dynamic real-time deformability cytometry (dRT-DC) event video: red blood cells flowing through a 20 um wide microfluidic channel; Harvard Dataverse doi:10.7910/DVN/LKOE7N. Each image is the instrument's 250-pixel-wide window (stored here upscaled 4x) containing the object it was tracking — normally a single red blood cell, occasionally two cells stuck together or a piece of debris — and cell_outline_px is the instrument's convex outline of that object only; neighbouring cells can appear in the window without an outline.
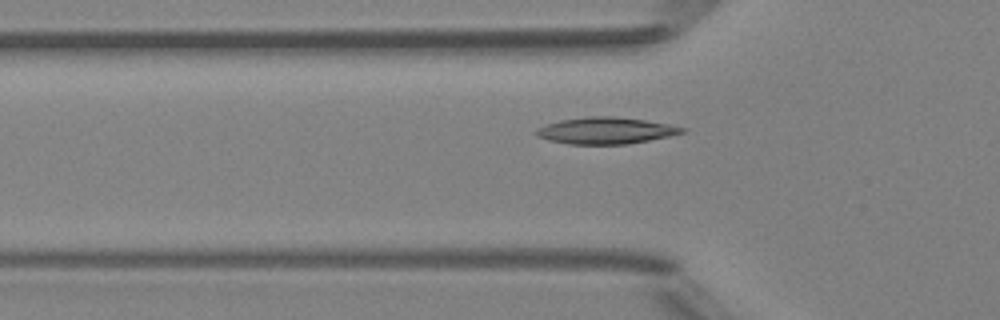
{"species": "Egyptian fruit bat (a non-hibernating species)", "species_latin": "Rousettus aegyptiacus", "temperature_condition": "room temperature", "stored_images_in_passage": 47, "camera_frame_rate_fps": 3000, "um_per_image_px": 0.085, "animal": {"sex": "female"}, "frame": {"image": 1, "passage_image": 16, "time_ms": 5.0, "image_size_px": [1000, 320], "cell_outline_px": [[688, 128], [684, 132], [668, 136], [628, 144], [568, 144], [548, 140], [536, 136], [536, 128], [560, 120], [588, 116], [612, 116], [644, 120], [668, 124]], "centroid_in_image_um": [51.47, 11.1], "position_along_channel_um": 74.3, "area_um2": 22.48}}
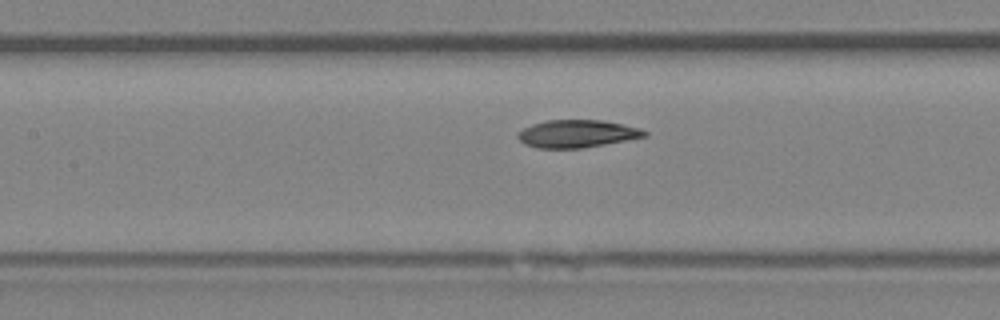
{"frame": {"image": 2, "passage_image": 22, "time_ms": 7.0, "image_size_px": [1000, 320], "cell_outline_px": [[648, 136], [604, 144], [580, 148], [536, 148], [524, 144], [516, 136], [524, 128], [532, 124], [548, 120], [604, 120], [640, 128], [648, 132]], "centroid_in_image_um": [49.05, 11.36], "position_along_channel_um": 158.3, "area_um2": 20.29}}
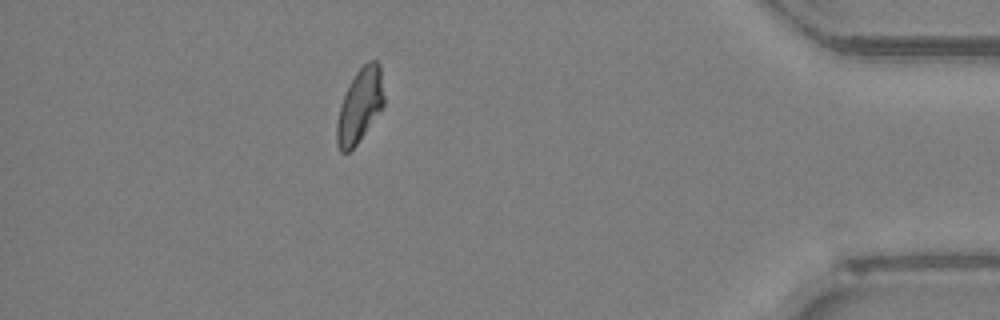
{"frame": {"image": 3, "passage_image": 43, "time_ms": 14.0, "image_size_px": [1000, 320], "cell_outline_px": [[384, 104], [356, 144], [348, 152], [340, 152], [336, 144], [336, 124], [340, 104], [356, 72], [368, 60], [376, 60], [380, 64], [384, 96]], "centroid_in_image_um": [30.57, 8.96], "position_along_channel_um": 404.6, "area_um2": 19.94}, "authors_computed_cell_mechanics": {"area_um2": 20.808, "velocity_mm_per_s": 4.1943, "shape_relaxation_time_tau1_ms": 7.9269, "shape_relaxation_time_tau2_ms": 1.5951, "deformation_change_tau1": 0.2286, "deformation_change_tau2": 0.0617}}